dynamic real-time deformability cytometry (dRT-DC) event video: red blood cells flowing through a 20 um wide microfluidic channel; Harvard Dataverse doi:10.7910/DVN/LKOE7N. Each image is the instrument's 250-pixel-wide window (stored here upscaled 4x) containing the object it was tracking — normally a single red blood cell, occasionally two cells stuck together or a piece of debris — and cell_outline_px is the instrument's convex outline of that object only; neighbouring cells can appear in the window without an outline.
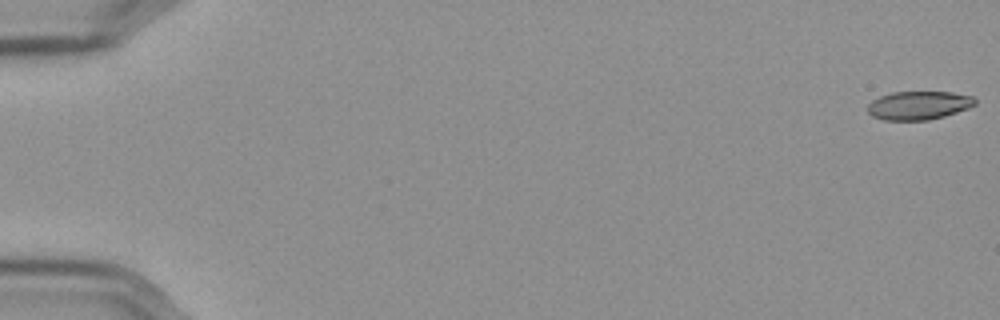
{"species": "Egyptian fruit bat (a non-hibernating species)", "species_latin": "Rousettus aegyptiacus", "temperature_condition": "cold", "stored_images_in_passage": 14, "camera_frame_rate_fps": 3000, "um_per_image_px": 0.085, "frame": {"image": 1, "passage_image": 1, "time_ms": 0.0, "image_size_px": [1000, 320], "cell_outline_px": [[976, 104], [968, 108], [944, 116], [928, 120], [884, 120], [872, 116], [868, 112], [868, 104], [872, 100], [880, 96], [892, 92], [952, 92], [972, 96], [976, 100]], "centroid_in_image_um": [78.08, 8.95], "position_along_channel_um": 6.9, "area_um2": 17.8}}